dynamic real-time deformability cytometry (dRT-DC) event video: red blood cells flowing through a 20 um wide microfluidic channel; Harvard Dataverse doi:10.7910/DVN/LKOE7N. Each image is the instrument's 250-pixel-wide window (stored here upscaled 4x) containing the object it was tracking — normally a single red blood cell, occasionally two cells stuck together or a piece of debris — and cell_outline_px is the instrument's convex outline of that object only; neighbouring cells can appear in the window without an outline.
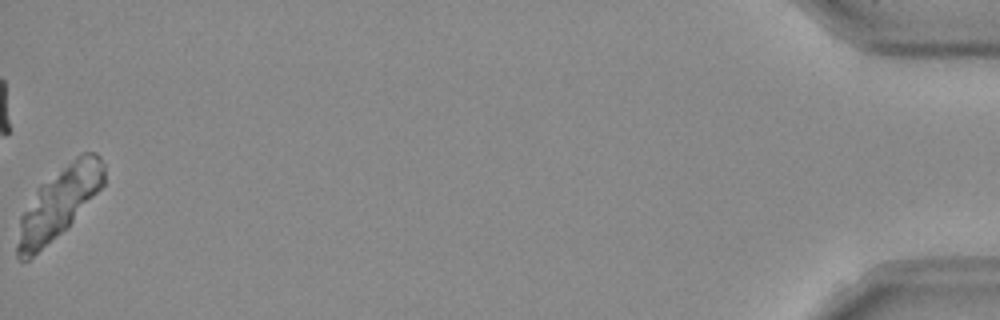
{"species": "Egyptian fruit bat (a non-hibernating species)", "species_latin": "Rousettus aegyptiacus", "temperature_condition": "room temperature", "stored_images_in_passage": 52, "camera_frame_rate_fps": 3000, "um_per_image_px": 0.085, "frame": {"image": 1, "passage_image": 52, "time_ms": 17.0, "image_size_px": [1000, 320], "cell_outline_px": [[104, 184], [72, 220], [56, 236], [28, 260], [20, 260], [16, 256], [16, 244], [20, 216], [36, 188], [40, 184], [76, 156], [84, 152], [96, 152], [100, 156], [104, 164]], "centroid_in_image_um": [4.96, 17.22], "position_along_channel_um": 430.2, "area_um2": 34.97}}